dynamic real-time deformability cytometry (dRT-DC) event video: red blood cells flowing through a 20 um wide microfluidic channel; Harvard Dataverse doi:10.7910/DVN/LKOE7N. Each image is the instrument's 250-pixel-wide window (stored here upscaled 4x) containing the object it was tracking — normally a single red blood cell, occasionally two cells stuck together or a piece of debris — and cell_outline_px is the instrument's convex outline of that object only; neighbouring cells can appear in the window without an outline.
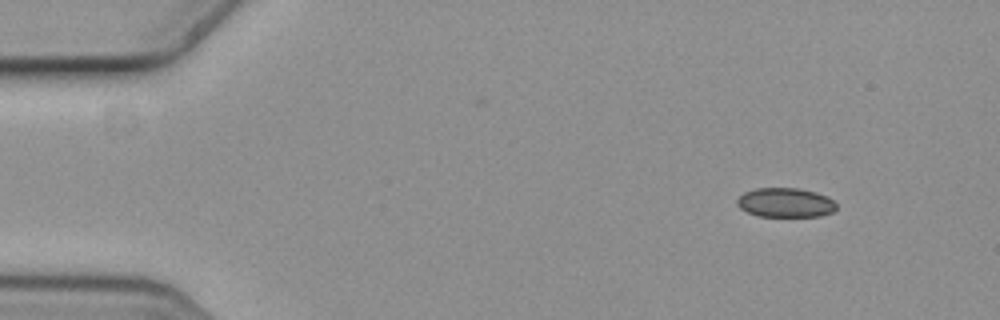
{"species": "common noctule bat (a hibernating species)", "species_latin": "Nyctalus noctula", "temperature_condition": "cold", "stored_images_in_passage": 4, "camera_frame_rate_fps": 3000, "um_per_image_px": 0.085, "animal": {"sex": "female", "body_mass_g": 19.3, "forearm_length_mm": 54.1}, "frame": {"image": 1, "passage_image": 1, "time_ms": 0.0, "image_size_px": [1000, 320], "cell_outline_px": [[836, 208], [832, 212], [820, 216], [760, 216], [748, 212], [740, 208], [736, 204], [736, 200], [744, 192], [756, 188], [796, 188], [816, 192], [828, 196], [836, 204]], "centroid_in_image_um": [66.75, 17.21], "position_along_channel_um": 18.2, "area_um2": 16.94}}
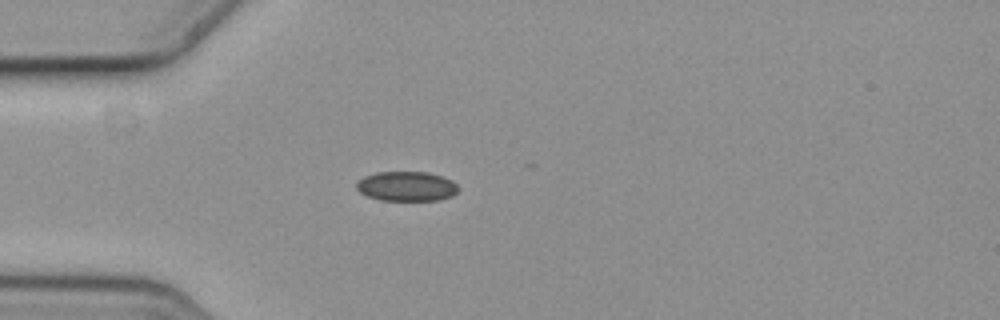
{"frame": {"image": 2, "passage_image": 4, "time_ms": 1.0, "image_size_px": [1000, 320], "cell_outline_px": [[460, 188], [452, 196], [440, 200], [380, 200], [368, 196], [360, 192], [356, 188], [356, 184], [364, 176], [376, 172], [428, 172], [452, 180]], "centroid_in_image_um": [34.57, 15.83], "position_along_channel_um": 50.4, "area_um2": 17.57}}